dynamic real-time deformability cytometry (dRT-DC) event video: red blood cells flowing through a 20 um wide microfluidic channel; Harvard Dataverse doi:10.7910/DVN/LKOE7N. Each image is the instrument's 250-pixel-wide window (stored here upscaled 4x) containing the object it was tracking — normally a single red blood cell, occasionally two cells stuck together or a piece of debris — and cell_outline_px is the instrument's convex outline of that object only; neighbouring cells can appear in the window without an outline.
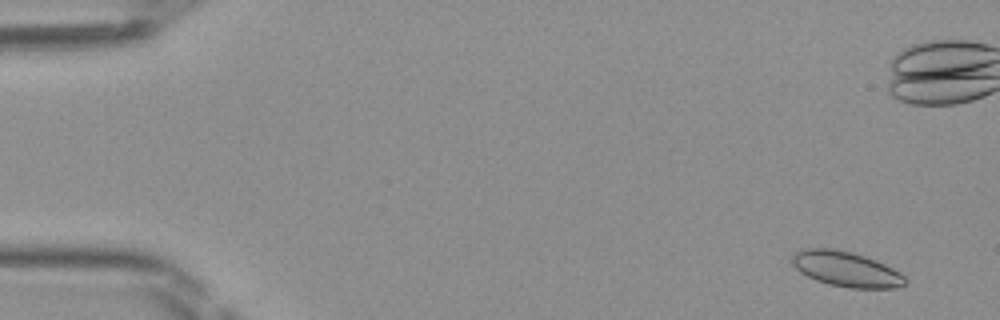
{"species": "Egyptian fruit bat (a non-hibernating species)", "species_latin": "Rousettus aegyptiacus", "temperature_condition": "room temperature", "stored_images_in_passage": 50, "camera_frame_rate_fps": 3000, "um_per_image_px": 0.085, "frame": {"image": 1, "passage_image": 4, "time_ms": 1.0, "image_size_px": [1000, 320], "cell_outline_px": [[908, 280], [904, 284], [896, 288], [848, 288], [816, 280], [800, 272], [792, 264], [792, 256], [796, 252], [804, 248], [832, 248], [852, 252], [864, 256], [884, 264], [900, 272]], "centroid_in_image_um": [71.92, 22.87], "position_along_channel_um": 13.1, "area_um2": 23.0}}
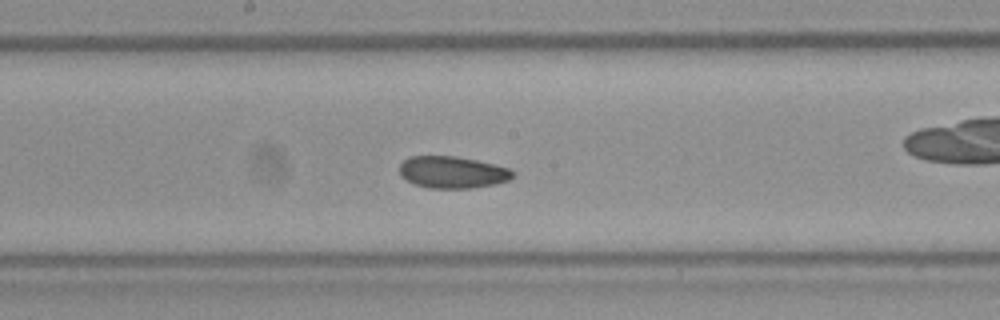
{"frame": {"image": 2, "passage_image": 27, "time_ms": 8.667, "image_size_px": [1000, 320], "cell_outline_px": [[512, 176], [508, 180], [496, 184], [472, 188], [428, 188], [412, 184], [400, 176], [400, 164], [408, 156], [456, 156], [476, 160], [508, 168], [512, 172]], "centroid_in_image_um": [38.39, 14.64], "position_along_channel_um": 209.8, "area_um2": 21.04}}
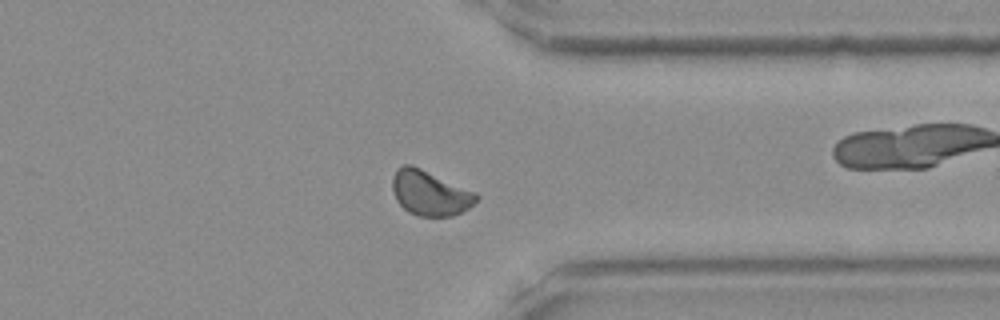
{"frame": {"image": 3, "passage_image": 39, "time_ms": 12.667, "image_size_px": [1000, 320], "cell_outline_px": [[480, 196], [468, 208], [452, 216], [420, 216], [408, 212], [396, 200], [392, 188], [392, 176], [396, 168], [404, 164], [412, 164], [476, 192]], "centroid_in_image_um": [36.52, 16.38], "position_along_channel_um": 374.9, "area_um2": 22.02}}